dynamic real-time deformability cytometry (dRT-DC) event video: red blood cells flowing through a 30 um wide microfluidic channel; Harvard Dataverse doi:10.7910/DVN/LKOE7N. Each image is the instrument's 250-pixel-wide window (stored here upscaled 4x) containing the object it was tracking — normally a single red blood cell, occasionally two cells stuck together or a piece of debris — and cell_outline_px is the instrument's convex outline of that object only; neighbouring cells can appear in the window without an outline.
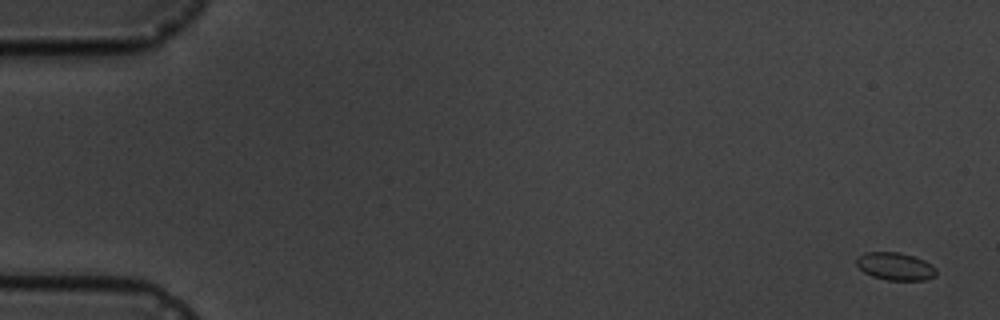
{"species": "common noctule bat (a hibernating species)", "species_latin": "Nyctalus noctula", "temperature_condition": "cold", "stored_images_in_passage": 17, "camera_frame_rate_fps": 3000, "um_per_image_px": 0.085, "animal": {"sex": "male", "body_mass_g": 19.5, "forearm_length_mm": 54.6}, "frame": {"image": 1, "passage_image": 1, "time_ms": 0.0, "image_size_px": [1000, 320], "cell_outline_px": [[936, 276], [924, 280], [888, 280], [872, 276], [864, 272], [856, 264], [856, 256], [864, 252], [900, 252], [924, 260], [932, 264], [936, 268]], "centroid_in_image_um": [76.09, 22.63], "position_along_channel_um": 8.9, "area_um2": 12.95}}
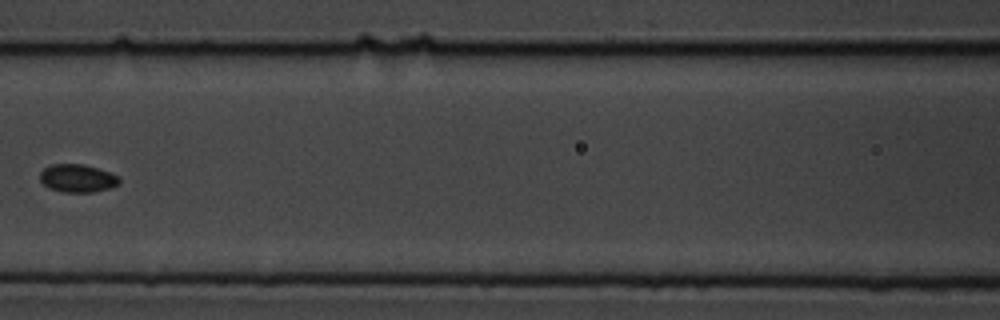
{"frame": {"image": 2, "passage_image": 8, "time_ms": 8.333, "image_size_px": [1000, 320], "cell_outline_px": [[120, 184], [108, 188], [92, 192], [64, 192], [48, 188], [40, 180], [40, 172], [44, 168], [52, 164], [84, 164], [120, 176]], "centroid_in_image_um": [6.58, 15.15], "position_along_channel_um": 160.0, "area_um2": 12.89}}
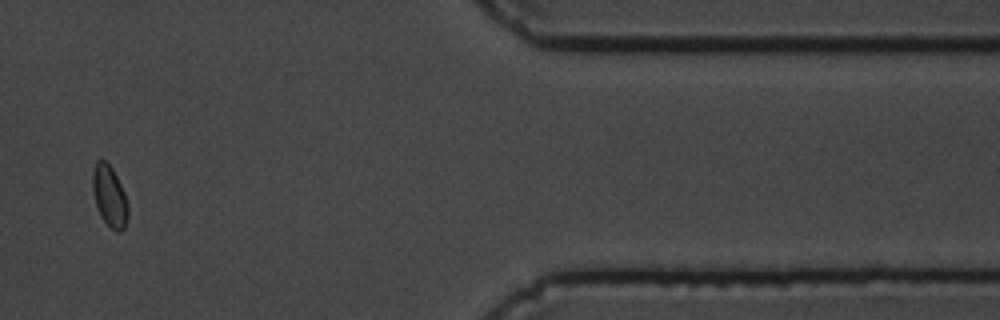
{"frame": {"image": 3, "passage_image": 15, "time_ms": 16.333, "image_size_px": [1000, 320], "cell_outline_px": [[128, 216], [124, 228], [120, 232], [116, 232], [100, 216], [96, 204], [92, 188], [92, 172], [96, 160], [104, 160], [112, 168], [124, 192], [128, 204]], "centroid_in_image_um": [9.3, 16.67], "position_along_channel_um": 402.1, "area_um2": 12.54}, "authors_computed_cell_mechanics": {"area_um2": 12.6004, "velocity_mm_per_s": 3.5129, "shape_relaxation_time_tau1_ms": 2.1509, "shape_relaxation_time_tau2_ms": null, "deformation_change_tau1": 0.0516, "deformation_change_tau2": null}}